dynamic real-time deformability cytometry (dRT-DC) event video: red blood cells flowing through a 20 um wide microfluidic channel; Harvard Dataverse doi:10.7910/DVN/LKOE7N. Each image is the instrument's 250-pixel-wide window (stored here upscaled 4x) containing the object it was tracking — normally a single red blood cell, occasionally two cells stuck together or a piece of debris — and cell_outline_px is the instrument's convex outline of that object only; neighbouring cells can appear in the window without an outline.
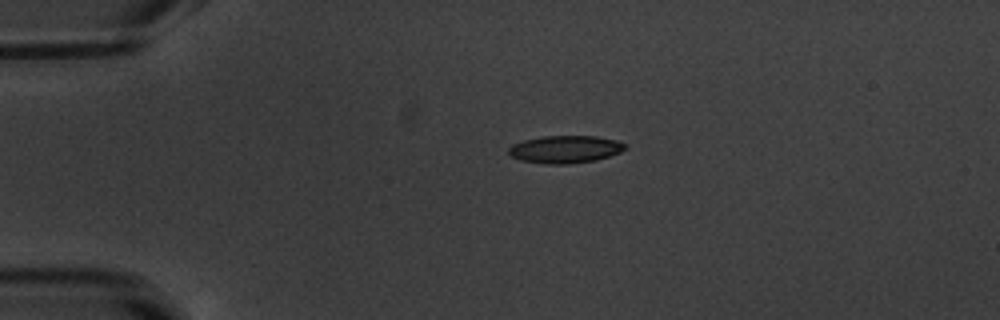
{"species": "common noctule bat (a hibernating species)", "species_latin": "Nyctalus noctula", "temperature_condition": "warm", "stored_images_in_passage": 42, "camera_frame_rate_fps": 3000, "um_per_image_px": 0.085, "animal": {"sex": "male", "body_mass_g": 20.1, "forearm_length_mm": 53.5}, "frame": {"image": 1, "passage_image": 1, "time_ms": 0.0, "image_size_px": [1000, 320], "cell_outline_px": [[628, 148], [620, 152], [596, 160], [568, 164], [544, 164], [520, 160], [512, 156], [508, 152], [508, 148], [512, 144], [524, 140], [544, 136], [596, 136], [616, 140], [624, 144]], "centroid_in_image_um": [48.03, 12.69], "position_along_channel_um": 37.0, "area_um2": 18.67}}
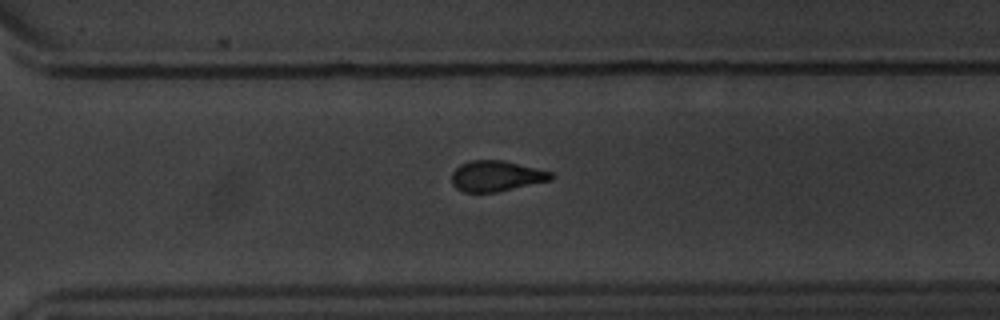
{"frame": {"image": 2, "passage_image": 27, "time_ms": 8.667, "image_size_px": [1000, 320], "cell_outline_px": [[556, 176], [552, 180], [496, 192], [464, 192], [456, 188], [452, 184], [452, 172], [460, 164], [472, 160], [504, 160], [552, 172]], "centroid_in_image_um": [42.2, 14.96], "position_along_channel_um": 328.4, "area_um2": 17.8}}
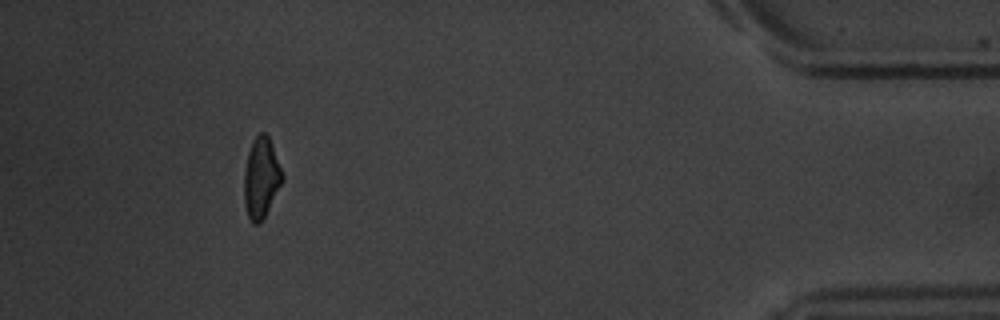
{"frame": {"image": 3, "passage_image": 38, "time_ms": 12.333, "image_size_px": [1000, 320], "cell_outline_px": [[284, 180], [264, 220], [260, 224], [252, 224], [248, 216], [244, 204], [244, 172], [248, 152], [252, 140], [260, 132], [264, 132], [268, 136], [284, 176]], "centroid_in_image_um": [22.2, 15.18], "position_along_channel_um": 413.0, "area_um2": 18.21}, "authors_computed_cell_mechanics": {"area_um2": 18.5249, "velocity_mm_per_s": 3.8266, "shape_relaxation_time_tau1_ms": 3.0708, "shape_relaxation_time_tau2_ms": 2.7961, "deformation_change_tau1": 0.1346, "deformation_change_tau2": 0.1019}}